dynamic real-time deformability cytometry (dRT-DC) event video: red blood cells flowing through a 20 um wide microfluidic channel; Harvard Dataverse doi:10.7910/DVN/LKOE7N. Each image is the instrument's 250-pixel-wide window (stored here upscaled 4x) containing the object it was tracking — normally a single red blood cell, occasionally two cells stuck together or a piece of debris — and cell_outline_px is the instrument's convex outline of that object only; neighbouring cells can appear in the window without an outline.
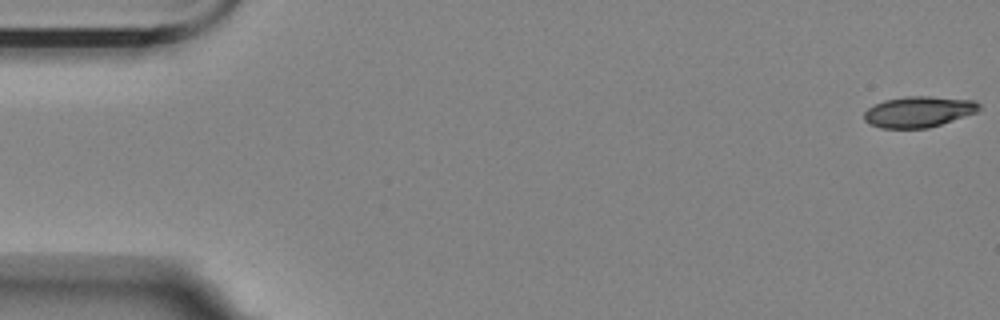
{"species": "Egyptian fruit bat (a non-hibernating species)", "species_latin": "Rousettus aegyptiacus", "temperature_condition": "room temperature", "stored_images_in_passage": 6, "camera_frame_rate_fps": 3000, "um_per_image_px": 0.085, "animal": {"sex": "female"}, "frame": {"image": 1, "passage_image": 1, "time_ms": 0.0, "image_size_px": [1000, 320], "cell_outline_px": [[980, 108], [976, 112], [928, 128], [880, 128], [864, 120], [864, 112], [868, 108], [884, 100], [908, 96], [928, 96], [976, 100], [980, 104]], "centroid_in_image_um": [78.08, 9.49], "position_along_channel_um": 6.9, "area_um2": 20.52}}
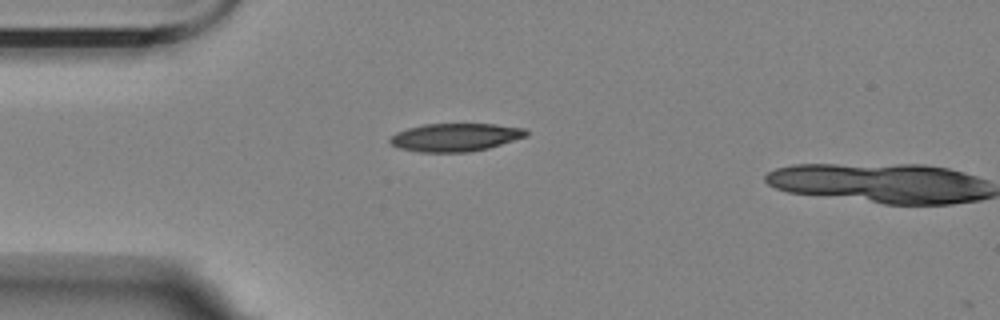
{"frame": {"image": 2, "passage_image": 5, "time_ms": 4.667, "image_size_px": [1000, 320], "cell_outline_px": [[528, 136], [488, 148], [472, 152], [420, 152], [400, 148], [392, 144], [388, 140], [396, 132], [408, 128], [424, 124], [496, 124], [524, 128], [528, 132]], "centroid_in_image_um": [38.72, 11.67], "position_along_channel_um": 46.3, "area_um2": 22.25}}